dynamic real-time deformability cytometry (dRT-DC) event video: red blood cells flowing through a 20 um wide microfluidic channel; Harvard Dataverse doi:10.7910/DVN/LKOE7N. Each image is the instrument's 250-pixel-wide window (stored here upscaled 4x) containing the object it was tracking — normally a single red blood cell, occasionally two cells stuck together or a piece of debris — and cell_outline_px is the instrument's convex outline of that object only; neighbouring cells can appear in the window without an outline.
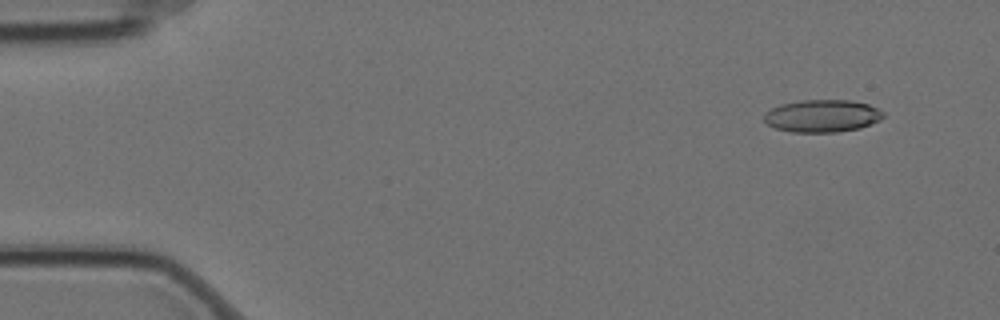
{"species": "Egyptian fruit bat (a non-hibernating species)", "species_latin": "Rousettus aegyptiacus", "temperature_condition": "cold", "stored_images_in_passage": 7, "camera_frame_rate_fps": 3000, "um_per_image_px": 0.085, "animal": {"sex": "female"}, "frame": {"image": 1, "passage_image": 2, "time_ms": 0.333, "image_size_px": [1000, 320], "cell_outline_px": [[884, 116], [880, 120], [860, 128], [836, 132], [792, 132], [776, 128], [768, 124], [764, 120], [764, 112], [780, 104], [800, 100], [848, 100], [868, 104], [884, 112]], "centroid_in_image_um": [69.88, 9.85], "position_along_channel_um": 15.1, "area_um2": 22.54}}
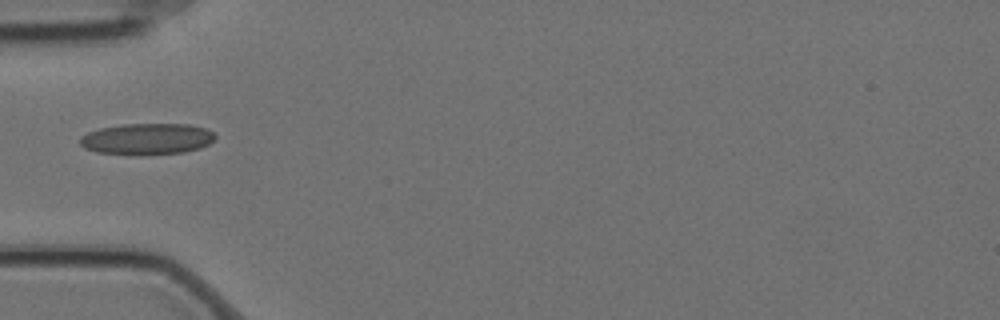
{"frame": {"image": 2, "passage_image": 6, "time_ms": 1.667, "image_size_px": [1000, 320], "cell_outline_px": [[216, 136], [208, 144], [200, 148], [184, 152], [140, 156], [132, 156], [96, 152], [84, 148], [80, 144], [80, 136], [88, 132], [100, 128], [124, 124], [188, 124], [204, 128], [212, 132]], "centroid_in_image_um": [12.45, 11.83], "position_along_channel_um": 72.6, "area_um2": 24.97}}
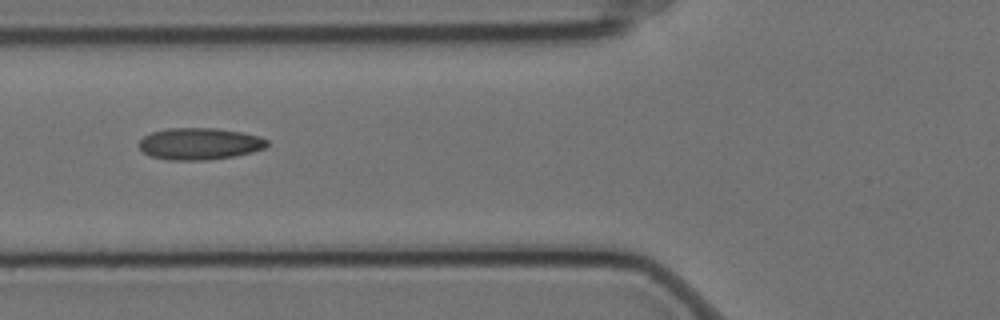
{"frame": {"image": 3, "passage_image": 7, "time_ms": 2.0, "image_size_px": [1000, 320], "cell_outline_px": [[268, 144], [264, 148], [252, 152], [232, 156], [204, 160], [168, 160], [148, 156], [136, 144], [144, 136], [152, 132], [168, 128], [216, 128], [240, 132], [260, 136], [268, 140]], "centroid_in_image_um": [16.92, 12.22], "position_along_channel_um": 108.9, "area_um2": 23.76}}